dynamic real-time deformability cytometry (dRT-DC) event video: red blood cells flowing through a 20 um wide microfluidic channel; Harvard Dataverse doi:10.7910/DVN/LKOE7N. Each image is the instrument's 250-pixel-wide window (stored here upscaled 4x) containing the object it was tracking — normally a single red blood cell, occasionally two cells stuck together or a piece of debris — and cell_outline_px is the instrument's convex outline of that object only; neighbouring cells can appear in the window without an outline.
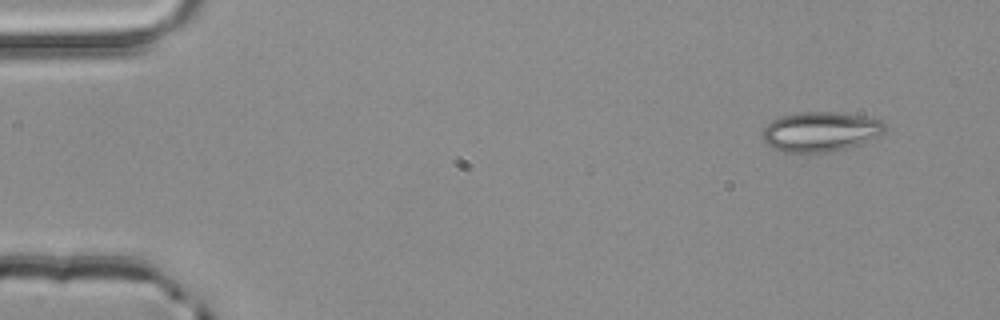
{"species": "common noctule bat (a hibernating species)", "species_latin": "Nyctalus noctula", "temperature_condition": "room temperature", "stored_images_in_passage": 3, "camera_frame_rate_fps": 3000, "um_per_image_px": 0.085, "animal": {"sex": "male", "body_mass_g": 20.4}, "frame": {"image": 1, "passage_image": 1, "time_ms": 0.0, "image_size_px": [1000, 320], "cell_outline_px": [[888, 128], [880, 136], [860, 144], [828, 152], [784, 152], [772, 148], [760, 136], [760, 132], [772, 120], [780, 116], [800, 112], [836, 112], [864, 116], [880, 120]], "centroid_in_image_um": [69.73, 11.19], "position_along_channel_um": 15.3, "area_um2": 28.5}}